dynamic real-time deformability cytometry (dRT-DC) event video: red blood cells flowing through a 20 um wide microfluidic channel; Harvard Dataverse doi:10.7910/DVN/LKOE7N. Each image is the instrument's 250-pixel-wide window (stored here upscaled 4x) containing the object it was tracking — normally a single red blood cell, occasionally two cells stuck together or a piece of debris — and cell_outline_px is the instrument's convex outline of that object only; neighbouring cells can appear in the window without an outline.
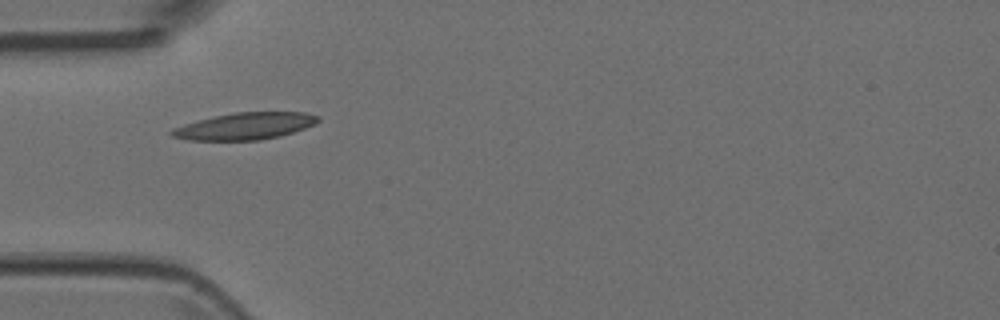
{"species": "Egyptian fruit bat (a non-hibernating species)", "species_latin": "Rousettus aegyptiacus", "temperature_condition": "room temperature", "stored_images_in_passage": 1, "camera_frame_rate_fps": 3000, "um_per_image_px": 0.085, "animal": {"sex": "female"}, "frame": {"image": 1, "passage_image": 1, "time_ms": 0.0, "image_size_px": [1000, 320], "cell_outline_px": [[320, 120], [316, 124], [280, 136], [260, 140], [188, 140], [172, 136], [168, 132], [172, 128], [184, 124], [216, 116], [236, 112], [304, 112], [320, 116]], "centroid_in_image_um": [20.84, 10.72], "position_along_channel_um": 64.2, "area_um2": 22.83}}